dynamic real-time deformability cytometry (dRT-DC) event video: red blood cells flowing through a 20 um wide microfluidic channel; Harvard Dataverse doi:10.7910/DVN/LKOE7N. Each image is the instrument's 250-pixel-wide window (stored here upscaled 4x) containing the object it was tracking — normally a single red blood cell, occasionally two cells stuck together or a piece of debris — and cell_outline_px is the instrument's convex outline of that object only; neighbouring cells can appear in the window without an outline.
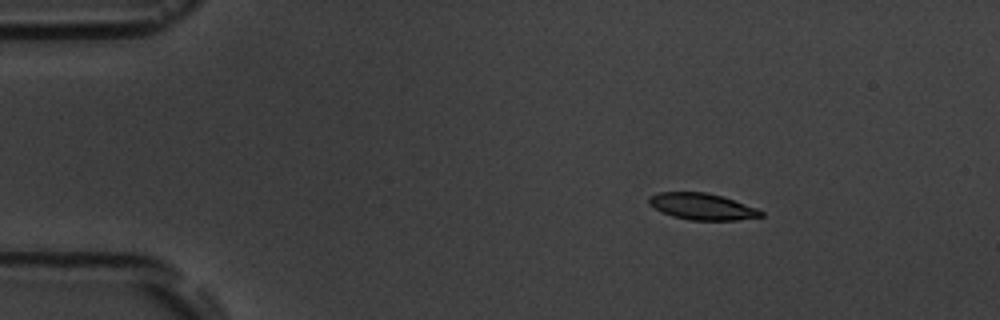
{"species": "common noctule bat (a hibernating species)", "species_latin": "Nyctalus noctula", "temperature_condition": "room temperature", "stored_images_in_passage": 4, "camera_frame_rate_fps": 3000, "um_per_image_px": 0.085, "animal": {"sex": "male", "body_mass_g": 19.5, "forearm_length_mm": 54.6}, "frame": {"image": 1, "passage_image": 1, "time_ms": 0.0, "image_size_px": [1000, 320], "cell_outline_px": [[764, 216], [736, 220], [688, 220], [672, 216], [660, 212], [648, 204], [648, 196], [660, 192], [704, 192], [720, 196], [756, 208], [764, 212]], "centroid_in_image_um": [59.62, 17.56], "position_along_channel_um": 25.4, "area_um2": 17.22}}
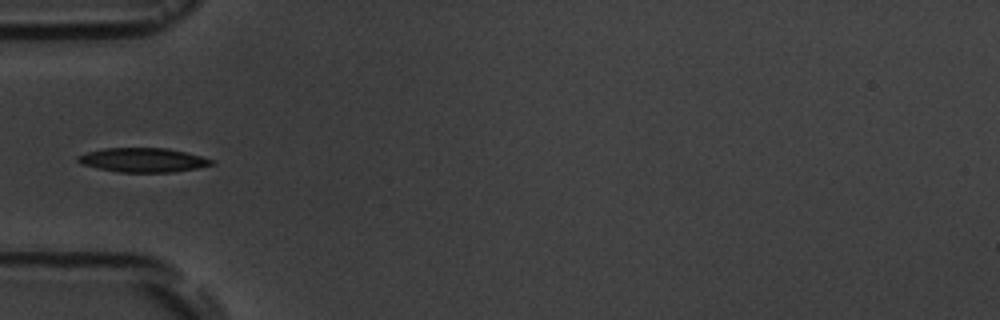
{"frame": {"image": 2, "passage_image": 4, "time_ms": 3.333, "image_size_px": [1000, 320], "cell_outline_px": [[216, 164], [196, 168], [172, 172], [120, 172], [80, 164], [76, 160], [76, 156], [88, 152], [104, 148], [168, 148], [216, 160]], "centroid_in_image_um": [12.17, 13.6], "position_along_channel_um": 72.8, "area_um2": 18.79}}